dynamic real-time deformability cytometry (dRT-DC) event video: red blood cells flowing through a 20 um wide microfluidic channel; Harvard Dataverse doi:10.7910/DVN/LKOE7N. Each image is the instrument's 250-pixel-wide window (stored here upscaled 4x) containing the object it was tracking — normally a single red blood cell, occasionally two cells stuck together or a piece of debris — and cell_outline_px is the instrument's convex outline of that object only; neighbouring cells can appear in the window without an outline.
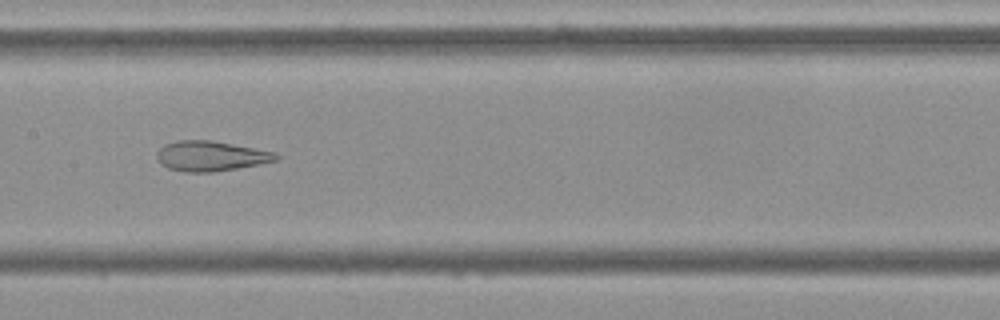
{"species": "Egyptian fruit bat (a non-hibernating species)", "species_latin": "Rousettus aegyptiacus", "temperature_condition": "cold", "stored_images_in_passage": 49, "camera_frame_rate_fps": 3000, "um_per_image_px": 0.085, "frame": {"image": 1, "passage_image": 22, "time_ms": 7.0, "image_size_px": [1000, 320], "cell_outline_px": [[280, 160], [236, 168], [212, 172], [184, 172], [168, 168], [160, 164], [156, 156], [156, 152], [164, 144], [176, 140], [212, 140], [276, 152], [280, 156]], "centroid_in_image_um": [17.91, 13.26], "position_along_channel_um": 189.5, "area_um2": 21.04}}
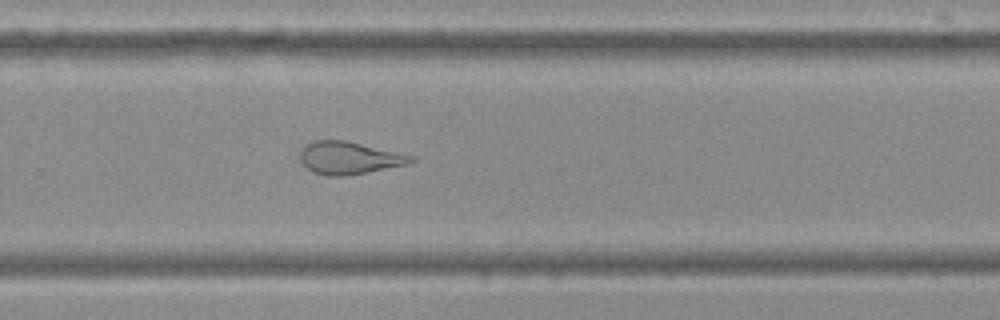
{"frame": {"image": 2, "passage_image": 31, "time_ms": 10.0, "image_size_px": [1000, 320], "cell_outline_px": [[416, 160], [408, 164], [368, 172], [344, 176], [328, 176], [312, 172], [300, 160], [300, 152], [308, 144], [316, 140], [344, 140], [416, 156]], "centroid_in_image_um": [29.71, 13.43], "position_along_channel_um": 300.1, "area_um2": 20.87}}
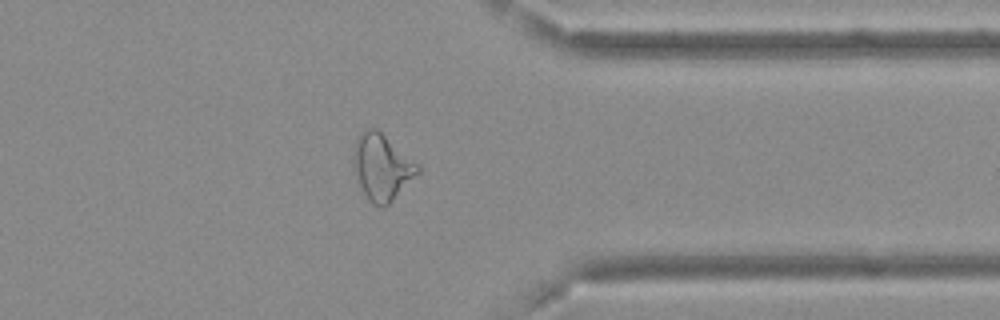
{"frame": {"image": 3, "passage_image": 38, "time_ms": 12.333, "image_size_px": [1000, 320], "cell_outline_px": [[420, 172], [384, 208], [372, 204], [368, 200], [352, 168], [352, 152], [356, 136], [364, 128], [376, 128], [420, 164]], "centroid_in_image_um": [32.43, 14.17], "position_along_channel_um": 379.0, "area_um2": 25.09}, "authors_computed_cell_mechanics": {"area_um2": 25.143, "velocity_mm_per_s": 3.7031, "shape_relaxation_time_tau1_ms": null, "shape_relaxation_time_tau2_ms": 2.0891, "deformation_change_tau1": null, "deformation_change_tau2": 0.1235}}